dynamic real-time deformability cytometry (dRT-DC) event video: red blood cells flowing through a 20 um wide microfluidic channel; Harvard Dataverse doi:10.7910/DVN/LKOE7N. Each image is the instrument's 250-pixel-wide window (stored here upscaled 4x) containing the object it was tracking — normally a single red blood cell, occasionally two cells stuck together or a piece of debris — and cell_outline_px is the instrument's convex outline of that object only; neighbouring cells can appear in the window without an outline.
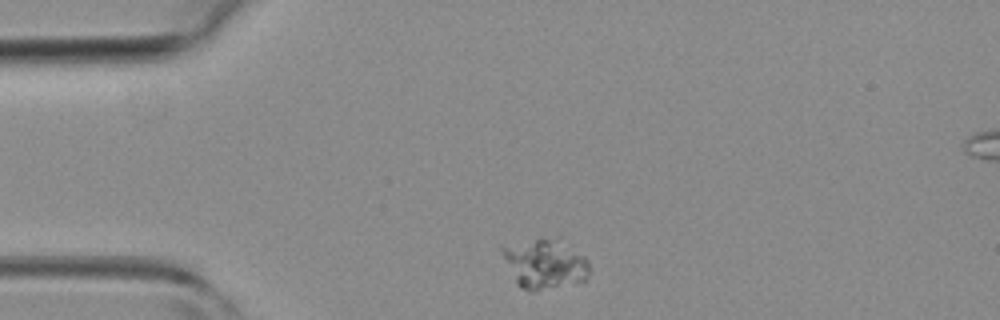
{"species": "common noctule bat (a hibernating species)", "species_latin": "Nyctalus noctula", "temperature_condition": "room temperature", "stored_images_in_passage": 2, "camera_frame_rate_fps": 3000, "um_per_image_px": 0.085, "animal": {"sex": "female", "body_mass_g": 19.3, "forearm_length_mm": 54.1}, "frame": {"image": 1, "passage_image": 1, "time_ms": 0.0, "image_size_px": [1000, 320], "cell_outline_px": [[588, 280], [580, 284], [532, 292], [528, 292], [520, 288], [516, 284], [500, 248], [500, 244], [556, 236], [560, 236], [584, 256], [588, 260]], "centroid_in_image_um": [46.33, 22.42], "position_along_channel_um": 38.7, "area_um2": 26.36}}